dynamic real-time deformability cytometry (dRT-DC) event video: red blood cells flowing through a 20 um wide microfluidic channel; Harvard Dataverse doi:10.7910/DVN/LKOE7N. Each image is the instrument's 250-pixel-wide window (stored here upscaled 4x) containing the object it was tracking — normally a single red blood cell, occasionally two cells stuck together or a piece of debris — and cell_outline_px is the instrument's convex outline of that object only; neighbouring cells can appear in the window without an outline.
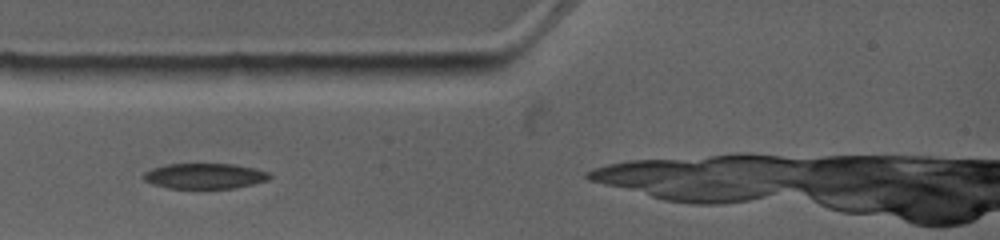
{"species": "common noctule bat (a hibernating species)", "species_latin": "Nyctalus noctula", "temperature_condition": "warm", "stored_images_in_passage": 6, "camera_frame_rate_fps": 4500, "um_per_image_px": 0.085, "animal": {"sex": "female", "body_mass_g": 19.0, "forearm_length_mm": 53.3}, "frame": {"image": 1, "passage_image": 1, "time_ms": 0.0, "image_size_px": [1000, 240], "cell_outline_px": [[272, 176], [268, 180], [252, 184], [232, 188], [168, 188], [152, 184], [144, 180], [140, 176], [144, 172], [152, 168], [168, 164], [232, 164], [256, 168], [268, 172]], "centroid_in_image_um": [17.37, 14.96], "position_along_channel_um": 67.6, "area_um2": 18.73}}
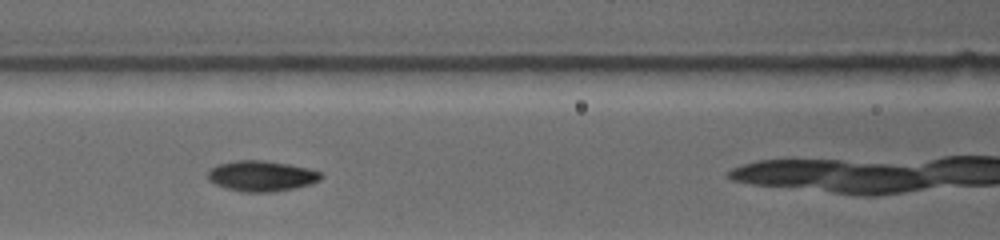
{"frame": {"image": 2, "passage_image": 3, "time_ms": 2.0, "image_size_px": [1000, 240], "cell_outline_px": [[324, 176], [320, 180], [308, 184], [292, 188], [272, 192], [244, 192], [224, 188], [208, 180], [208, 172], [212, 168], [220, 164], [236, 160], [264, 160], [288, 164], [308, 168], [320, 172]], "centroid_in_image_um": [22.22, 14.96], "position_along_channel_um": 144.4, "area_um2": 20.0}}
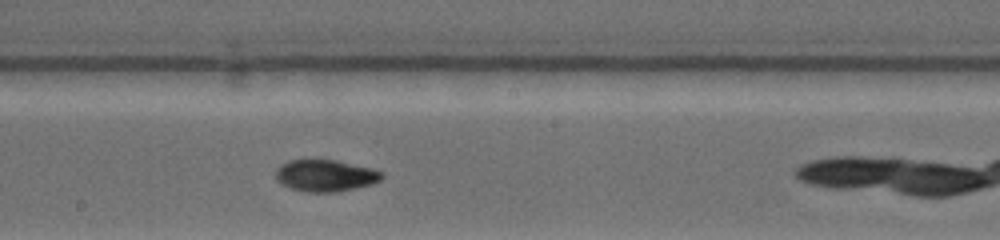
{"frame": {"image": 3, "passage_image": 5, "time_ms": 4.0, "image_size_px": [1000, 240], "cell_outline_px": [[384, 176], [380, 180], [372, 184], [356, 188], [336, 192], [304, 192], [288, 188], [280, 184], [276, 180], [276, 168], [280, 164], [288, 160], [308, 156], [336, 160], [372, 168], [384, 172]], "centroid_in_image_um": [27.6, 14.88], "position_along_channel_um": 220.6, "area_um2": 20.63}}